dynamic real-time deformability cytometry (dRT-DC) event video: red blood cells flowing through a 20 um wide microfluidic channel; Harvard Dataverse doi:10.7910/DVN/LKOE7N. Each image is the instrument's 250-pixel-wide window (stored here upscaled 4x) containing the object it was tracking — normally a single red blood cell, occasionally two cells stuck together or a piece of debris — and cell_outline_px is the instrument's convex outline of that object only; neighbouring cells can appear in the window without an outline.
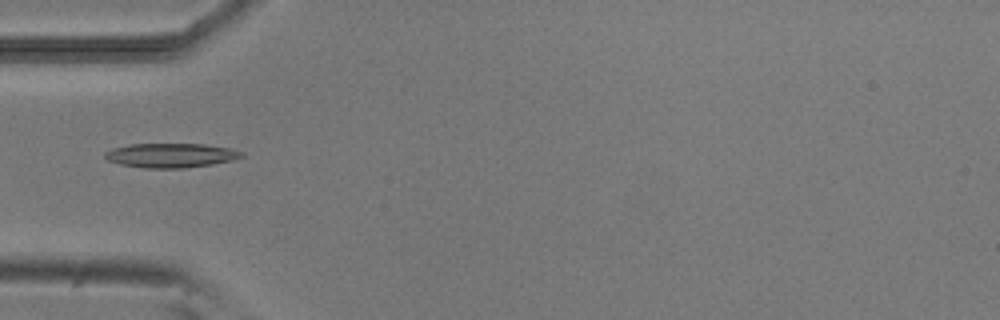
{"species": "common noctule bat (a hibernating species)", "species_latin": "Nyctalus noctula", "temperature_condition": "room temperature", "stored_images_in_passage": 15, "camera_frame_rate_fps": 3000, "um_per_image_px": 0.085, "animal": {"sex": "male", "body_mass_g": 20.5, "forearm_length_mm": 52.5}, "frame": {"image": 1, "passage_image": 1, "time_ms": 0.0, "image_size_px": [1000, 320], "cell_outline_px": [[244, 156], [232, 160], [212, 164], [184, 168], [144, 168], [120, 164], [108, 160], [104, 156], [104, 152], [112, 148], [128, 144], [204, 144], [232, 148], [244, 152]], "centroid_in_image_um": [14.53, 13.2], "position_along_channel_um": 70.5, "area_um2": 19.48}}
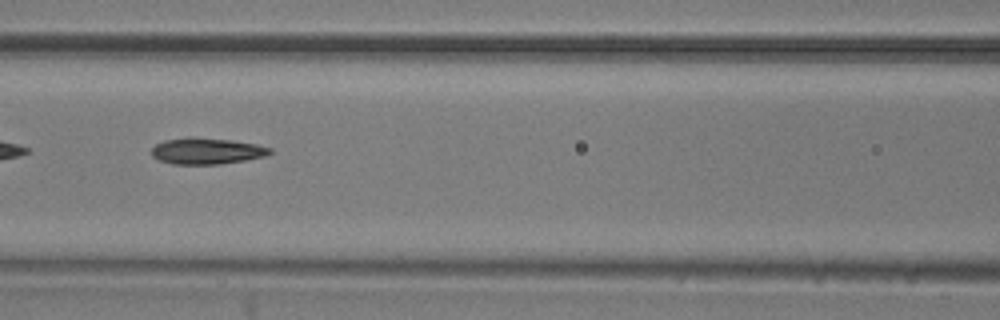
{"frame": {"image": 2, "passage_image": 7, "time_ms": 2.0, "image_size_px": [1000, 320], "cell_outline_px": [[272, 152], [264, 156], [244, 160], [220, 164], [172, 164], [160, 160], [152, 156], [152, 148], [156, 144], [164, 140], [232, 140], [256, 144], [272, 148]], "centroid_in_image_um": [17.61, 12.88], "position_along_channel_um": 149.0, "area_um2": 17.17}}